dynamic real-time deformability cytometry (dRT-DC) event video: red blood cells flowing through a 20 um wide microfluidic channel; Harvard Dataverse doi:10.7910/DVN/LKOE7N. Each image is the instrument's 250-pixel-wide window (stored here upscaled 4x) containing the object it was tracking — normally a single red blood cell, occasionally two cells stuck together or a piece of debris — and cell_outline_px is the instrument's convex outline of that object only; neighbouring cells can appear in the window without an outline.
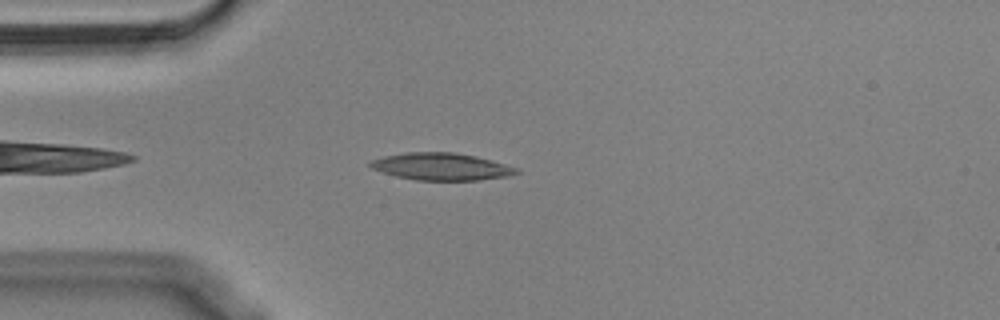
{"species": "Egyptian fruit bat (a non-hibernating species)", "species_latin": "Rousettus aegyptiacus", "temperature_condition": "cold", "stored_images_in_passage": 45, "camera_frame_rate_fps": 3000, "um_per_image_px": 0.085, "animal": {"sex": "male"}, "frame": {"image": 1, "passage_image": 4, "time_ms": 1.0, "image_size_px": [1000, 320], "cell_outline_px": [[520, 172], [508, 176], [476, 180], [416, 180], [396, 176], [372, 168], [368, 164], [372, 160], [384, 156], [404, 152], [456, 152], [476, 156], [492, 160], [516, 168]], "centroid_in_image_um": [37.5, 14.15], "position_along_channel_um": 47.5, "area_um2": 23.0}}
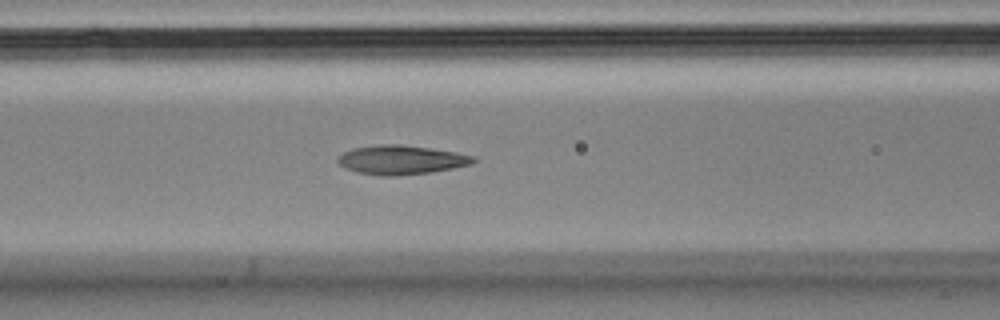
{"frame": {"image": 2, "passage_image": 12, "time_ms": 3.667, "image_size_px": [1000, 320], "cell_outline_px": [[476, 160], [472, 164], [432, 172], [396, 176], [380, 176], [356, 172], [340, 164], [336, 160], [344, 152], [356, 148], [380, 144], [400, 144], [456, 152], [476, 156]], "centroid_in_image_um": [34.14, 13.59], "position_along_channel_um": 132.5, "area_um2": 22.83}}
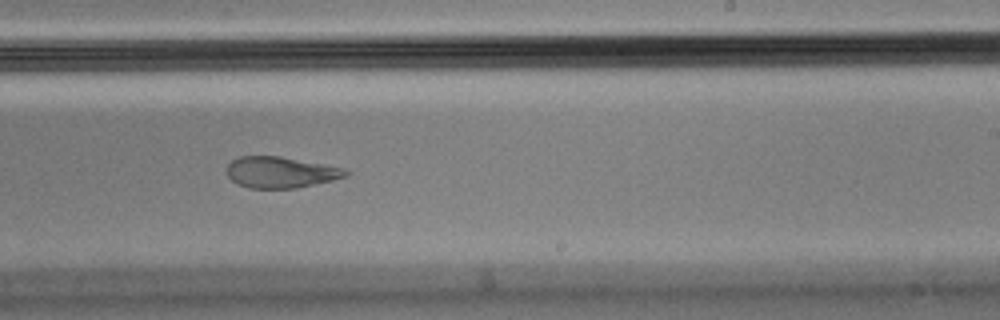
{"frame": {"image": 3, "passage_image": 23, "time_ms": 7.333, "image_size_px": [1000, 320], "cell_outline_px": [[352, 172], [348, 176], [332, 180], [296, 188], [248, 188], [236, 184], [228, 176], [228, 164], [232, 160], [240, 156], [280, 156], [324, 164], [344, 168]], "centroid_in_image_um": [23.87, 14.64], "position_along_channel_um": 265.1, "area_um2": 21.62}, "authors_computed_cell_mechanics": {"area_um2": 23.0044, "velocity_mm_per_s": 3.6232, "shape_relaxation_time_tau1_ms": null, "shape_relaxation_time_tau2_ms": 2.0285, "deformation_change_tau1": null, "deformation_change_tau2": 0.0945}}